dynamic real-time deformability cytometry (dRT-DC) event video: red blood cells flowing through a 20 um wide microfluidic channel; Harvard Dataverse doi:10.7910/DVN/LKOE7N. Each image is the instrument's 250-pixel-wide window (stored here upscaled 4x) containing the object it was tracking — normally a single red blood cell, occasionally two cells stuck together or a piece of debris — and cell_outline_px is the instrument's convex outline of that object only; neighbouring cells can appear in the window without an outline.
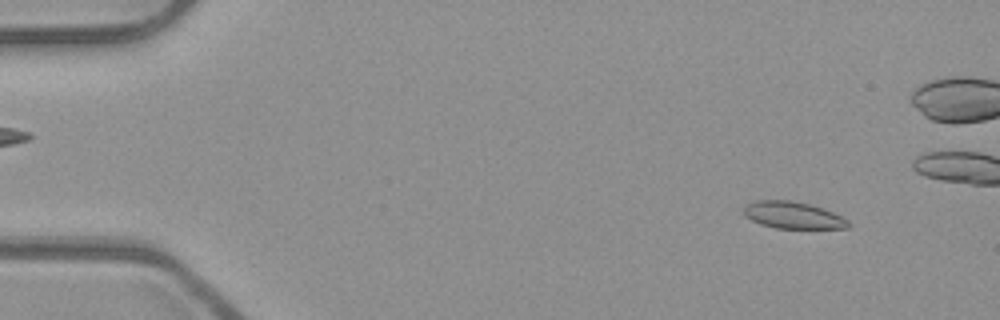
{"species": "common noctule bat (a hibernating species)", "species_latin": "Nyctalus noctula", "temperature_condition": "room temperature", "stored_images_in_passage": 53, "camera_frame_rate_fps": 3000, "um_per_image_px": 0.085, "animal": {"sex": "male", "body_mass_g": 23.1, "forearm_length_mm": 52.7}, "frame": {"image": 1, "passage_image": 5, "time_ms": 1.333, "image_size_px": [1000, 320], "cell_outline_px": [[852, 224], [848, 228], [776, 228], [760, 224], [744, 216], [744, 204], [752, 200], [788, 200], [808, 204], [832, 212], [848, 220]], "centroid_in_image_um": [67.35, 18.29], "position_along_channel_um": 17.6, "area_um2": 16.36}}
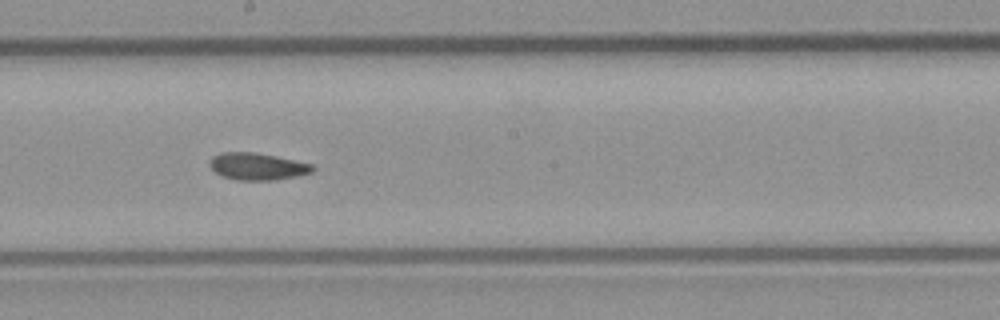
{"frame": {"image": 2, "passage_image": 29, "time_ms": 9.333, "image_size_px": [1000, 320], "cell_outline_px": [[316, 168], [312, 172], [296, 176], [276, 180], [236, 180], [224, 176], [216, 172], [208, 164], [208, 160], [212, 156], [220, 152], [256, 152], [276, 156], [312, 164]], "centroid_in_image_um": [21.86, 14.13], "position_along_channel_um": 226.3, "area_um2": 16.3}}
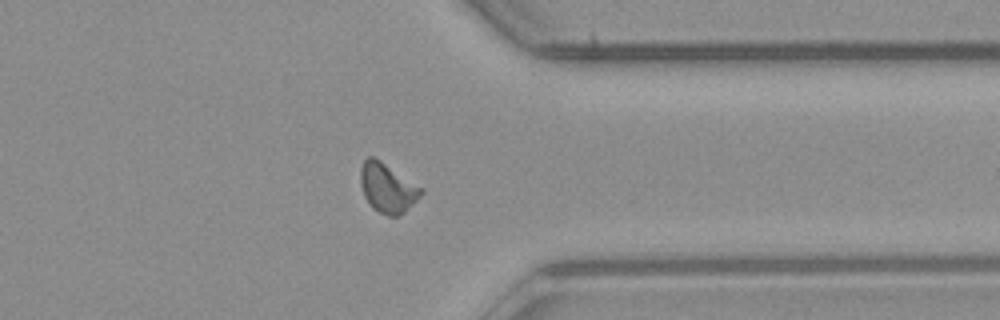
{"frame": {"image": 3, "passage_image": 41, "time_ms": 13.333, "image_size_px": [1000, 320], "cell_outline_px": [[424, 192], [400, 216], [388, 216], [372, 208], [364, 196], [360, 184], [360, 168], [364, 160], [368, 156], [372, 156], [380, 160], [424, 188]], "centroid_in_image_um": [32.93, 15.96], "position_along_channel_um": 378.5, "area_um2": 17.51}, "authors_computed_cell_mechanics": {"area_um2": 16.2996, "velocity_mm_per_s": 3.9475, "shape_relaxation_time_tau1_ms": null, "shape_relaxation_time_tau2_ms": 4.2198, "deformation_change_tau1": null, "deformation_change_tau2": 0.0951}}